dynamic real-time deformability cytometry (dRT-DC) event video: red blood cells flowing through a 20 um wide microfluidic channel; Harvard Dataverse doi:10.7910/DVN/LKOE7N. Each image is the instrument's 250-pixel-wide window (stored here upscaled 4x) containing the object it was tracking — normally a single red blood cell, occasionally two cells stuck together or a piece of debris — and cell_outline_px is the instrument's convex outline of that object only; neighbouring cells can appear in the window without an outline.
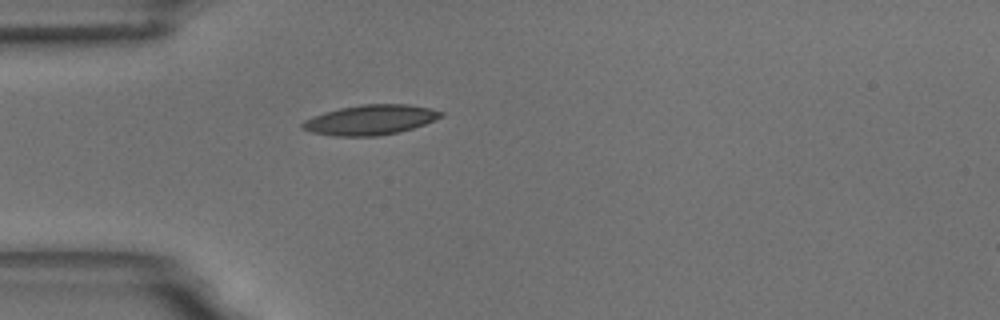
{"species": "common noctule bat (a hibernating species)", "species_latin": "Nyctalus noctula", "temperature_condition": "room temperature", "stored_images_in_passage": 41, "camera_frame_rate_fps": 3000, "um_per_image_px": 0.085, "animal": {"sex": "male", "body_mass_g": 18.8}, "frame": {"image": 1, "passage_image": 1, "time_ms": 0.0, "image_size_px": [1000, 320], "cell_outline_px": [[444, 116], [424, 124], [400, 132], [380, 136], [336, 136], [312, 132], [300, 128], [300, 124], [304, 120], [312, 116], [324, 112], [340, 108], [364, 104], [408, 104], [432, 108], [444, 112]], "centroid_in_image_um": [31.49, 10.19], "position_along_channel_um": 53.5, "area_um2": 24.33}}
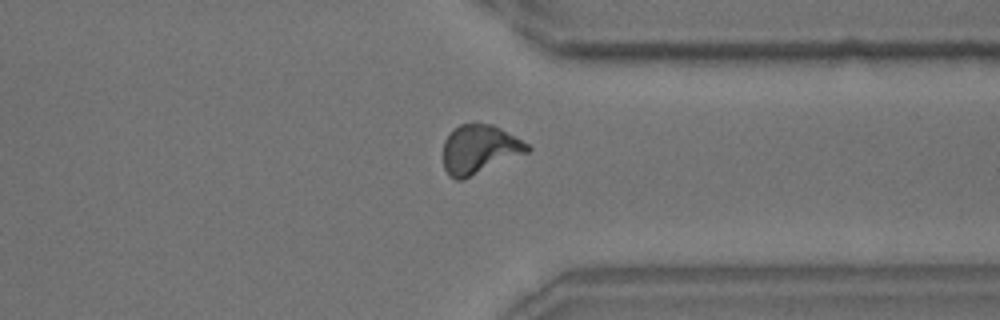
{"frame": {"image": 2, "passage_image": 28, "time_ms": 9.0, "image_size_px": [1000, 320], "cell_outline_px": [[532, 148], [528, 152], [464, 180], [456, 180], [448, 176], [444, 168], [444, 140], [452, 128], [460, 124], [492, 124], [500, 128], [528, 144]], "centroid_in_image_um": [40.72, 12.71], "position_along_channel_um": 370.7, "area_um2": 24.04}}
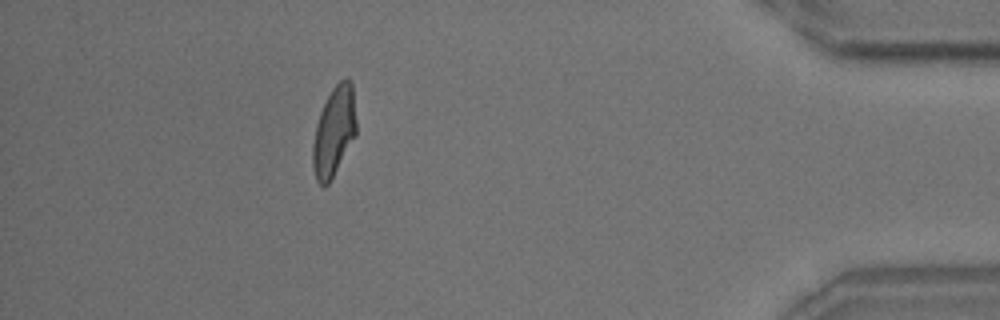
{"frame": {"image": 3, "passage_image": 35, "time_ms": 11.333, "image_size_px": [1000, 320], "cell_outline_px": [[356, 136], [328, 184], [324, 188], [316, 180], [312, 164], [312, 144], [316, 124], [320, 112], [332, 88], [340, 80], [348, 76], [352, 80], [356, 120]], "centroid_in_image_um": [28.39, 11.16], "position_along_channel_um": 406.8, "area_um2": 22.89}, "authors_computed_cell_mechanics": {"area_um2": 22.8888, "velocity_mm_per_s": 3.6129, "shape_relaxation_time_tau1_ms": 5.5176, "shape_relaxation_time_tau2_ms": 1.4413, "deformation_change_tau1": 0.1746, "deformation_change_tau2": 0.0756}}